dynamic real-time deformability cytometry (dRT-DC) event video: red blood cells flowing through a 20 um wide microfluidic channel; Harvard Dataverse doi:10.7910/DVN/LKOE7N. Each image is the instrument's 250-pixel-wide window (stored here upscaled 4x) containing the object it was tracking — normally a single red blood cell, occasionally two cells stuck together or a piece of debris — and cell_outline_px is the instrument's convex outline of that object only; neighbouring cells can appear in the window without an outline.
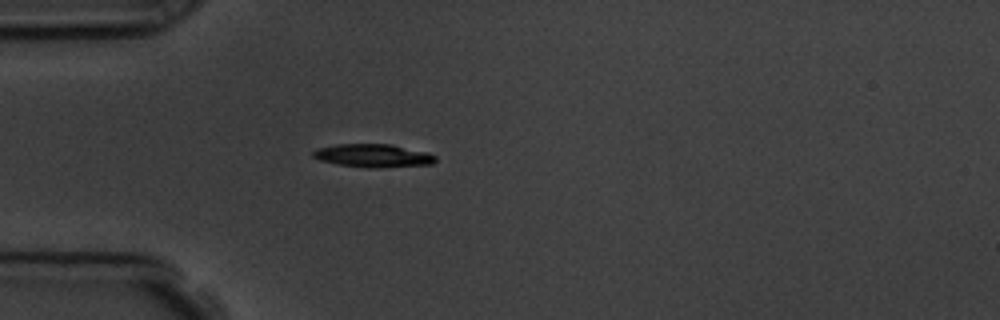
{"species": "common noctule bat (a hibernating species)", "species_latin": "Nyctalus noctula", "temperature_condition": "room temperature", "stored_images_in_passage": 3, "camera_frame_rate_fps": 3000, "um_per_image_px": 0.085, "animal": {"sex": "male", "body_mass_g": 19.5, "forearm_length_mm": 54.6}, "frame": {"image": 1, "passage_image": 3, "time_ms": 3.0, "image_size_px": [1000, 320], "cell_outline_px": [[436, 160], [432, 164], [372, 168], [340, 164], [320, 160], [312, 156], [312, 152], [316, 148], [336, 144], [392, 144], [428, 152], [436, 156]], "centroid_in_image_um": [31.73, 13.21], "position_along_channel_um": 53.3, "area_um2": 16.47}}